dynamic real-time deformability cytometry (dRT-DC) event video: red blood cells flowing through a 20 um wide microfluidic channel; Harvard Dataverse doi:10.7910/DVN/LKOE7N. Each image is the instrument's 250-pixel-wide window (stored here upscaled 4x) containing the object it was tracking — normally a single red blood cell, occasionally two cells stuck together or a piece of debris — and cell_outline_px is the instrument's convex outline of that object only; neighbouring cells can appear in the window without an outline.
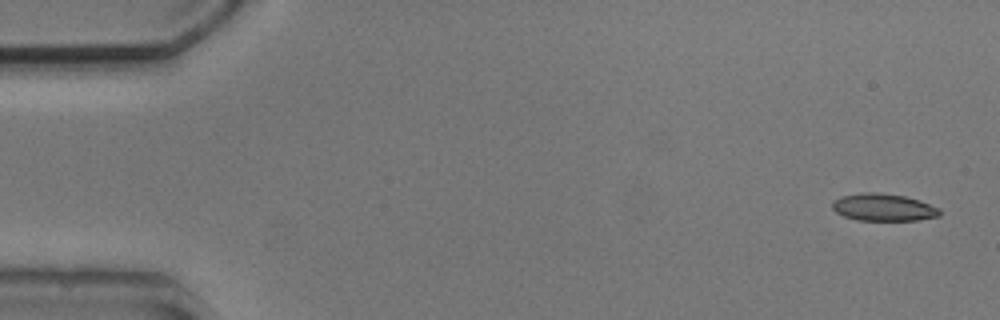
{"species": "common noctule bat (a hibernating species)", "species_latin": "Nyctalus noctula", "temperature_condition": "cold", "stored_images_in_passage": 4, "camera_frame_rate_fps": 3000, "um_per_image_px": 0.085, "animal": {"sex": "male", "body_mass_g": 20.5, "forearm_length_mm": 52.5}, "frame": {"image": 1, "passage_image": 1, "time_ms": 0.0, "image_size_px": [1000, 320], "cell_outline_px": [[940, 216], [916, 220], [856, 220], [844, 216], [836, 212], [832, 208], [832, 200], [840, 196], [860, 192], [880, 192], [904, 196], [920, 200], [940, 208]], "centroid_in_image_um": [75.07, 17.61], "position_along_channel_um": 9.9, "area_um2": 17.28}}